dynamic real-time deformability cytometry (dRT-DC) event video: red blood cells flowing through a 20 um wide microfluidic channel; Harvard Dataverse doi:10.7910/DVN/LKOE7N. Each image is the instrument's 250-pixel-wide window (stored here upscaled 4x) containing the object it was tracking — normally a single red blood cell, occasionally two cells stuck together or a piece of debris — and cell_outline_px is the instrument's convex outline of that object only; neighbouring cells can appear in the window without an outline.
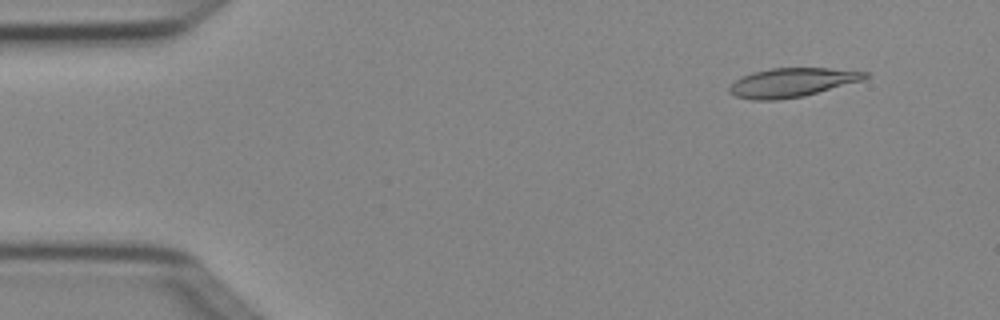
{"species": "Egyptian fruit bat (a non-hibernating species)", "species_latin": "Rousettus aegyptiacus", "temperature_condition": "cold", "stored_images_in_passage": 7, "camera_frame_rate_fps": 3000, "um_per_image_px": 0.085, "animal": {"sex": "female"}, "frame": {"image": 1, "passage_image": 2, "time_ms": 0.333, "image_size_px": [1000, 320], "cell_outline_px": [[868, 76], [864, 80], [804, 96], [776, 100], [752, 100], [736, 96], [728, 92], [728, 88], [740, 76], [752, 72], [772, 68], [828, 68], [868, 72]], "centroid_in_image_um": [67.3, 7.01], "position_along_channel_um": 17.7, "area_um2": 22.95}}
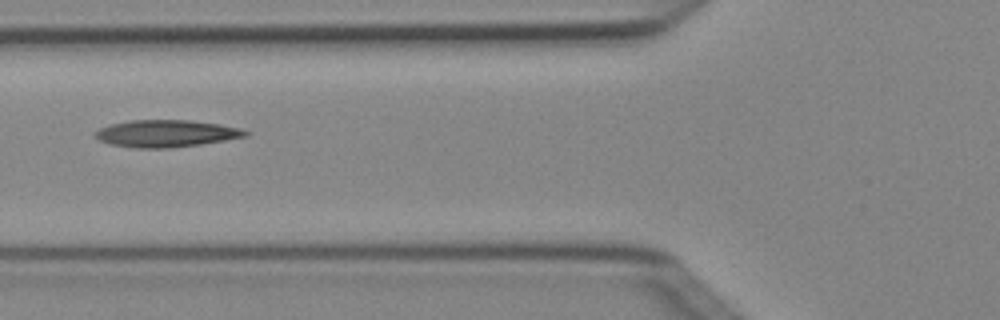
{"frame": {"image": 2, "passage_image": 6, "time_ms": 1.667, "image_size_px": [1000, 320], "cell_outline_px": [[248, 136], [200, 144], [168, 148], [136, 148], [108, 144], [92, 136], [92, 132], [108, 124], [132, 120], [188, 120], [220, 124], [240, 128], [248, 132]], "centroid_in_image_um": [14.05, 11.34], "position_along_channel_um": 111.7, "area_um2": 23.81}}
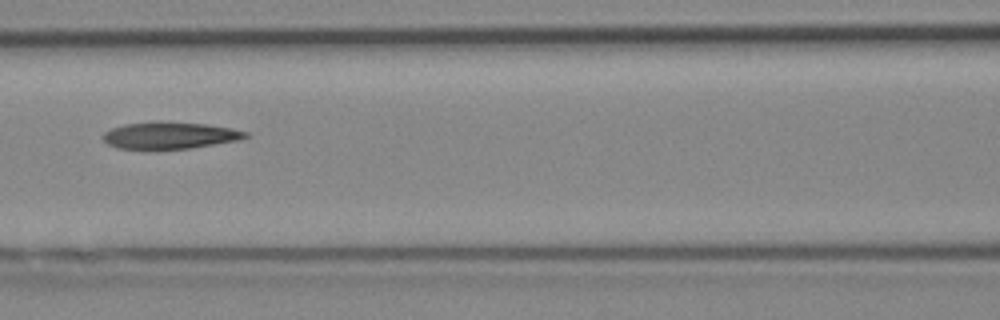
{"frame": {"image": 3, "passage_image": 7, "time_ms": 2.0, "image_size_px": [1000, 320], "cell_outline_px": [[252, 136], [244, 140], [188, 148], [116, 148], [108, 144], [100, 136], [104, 132], [112, 128], [124, 124], [156, 120], [160, 120], [204, 124], [232, 128], [248, 132]], "centroid_in_image_um": [14.48, 11.48], "position_along_channel_um": 152.1, "area_um2": 22.6}}